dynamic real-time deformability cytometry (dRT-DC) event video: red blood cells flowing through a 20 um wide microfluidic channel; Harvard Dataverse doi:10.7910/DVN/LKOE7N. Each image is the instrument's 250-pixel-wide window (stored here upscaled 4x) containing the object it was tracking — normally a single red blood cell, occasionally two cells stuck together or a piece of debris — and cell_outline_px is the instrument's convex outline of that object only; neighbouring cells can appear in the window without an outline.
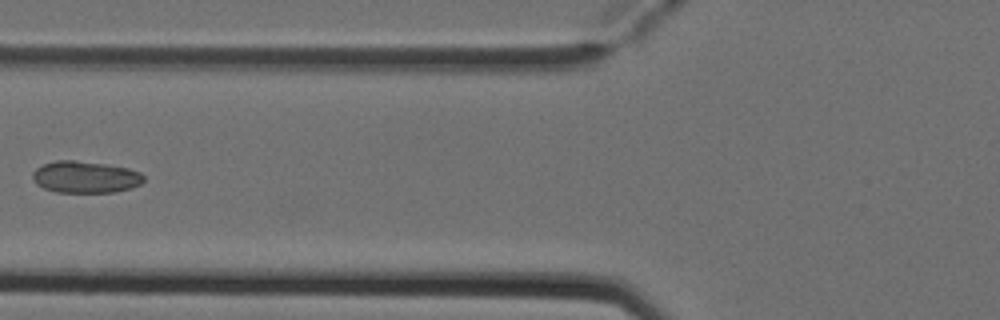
{"species": "Egyptian fruit bat (a non-hibernating species)", "species_latin": "Rousettus aegyptiacus", "temperature_condition": "cold", "stored_images_in_passage": 6, "camera_frame_rate_fps": 3000, "um_per_image_px": 0.085, "animal": {"sex": "female"}, "frame": {"image": 1, "passage_image": 6, "time_ms": 1.667, "image_size_px": [1000, 320], "cell_outline_px": [[144, 180], [140, 184], [132, 188], [116, 192], [56, 192], [44, 188], [36, 184], [32, 176], [32, 172], [36, 168], [44, 164], [56, 160], [76, 160], [104, 164], [128, 168], [140, 172], [144, 176]], "centroid_in_image_um": [7.25, 15.05], "position_along_channel_um": 118.5, "area_um2": 20.63}}